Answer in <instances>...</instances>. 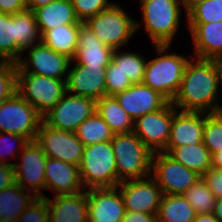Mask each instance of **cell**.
Segmentation results:
<instances>
[{
	"mask_svg": "<svg viewBox=\"0 0 222 222\" xmlns=\"http://www.w3.org/2000/svg\"><path fill=\"white\" fill-rule=\"evenodd\" d=\"M177 108L168 102L162 109L134 121L133 132L153 153L162 152L168 143L173 115Z\"/></svg>",
	"mask_w": 222,
	"mask_h": 222,
	"instance_id": "cell-12",
	"label": "cell"
},
{
	"mask_svg": "<svg viewBox=\"0 0 222 222\" xmlns=\"http://www.w3.org/2000/svg\"><path fill=\"white\" fill-rule=\"evenodd\" d=\"M66 80L17 73V93L29 102L42 116L53 108L67 92Z\"/></svg>",
	"mask_w": 222,
	"mask_h": 222,
	"instance_id": "cell-7",
	"label": "cell"
},
{
	"mask_svg": "<svg viewBox=\"0 0 222 222\" xmlns=\"http://www.w3.org/2000/svg\"><path fill=\"white\" fill-rule=\"evenodd\" d=\"M211 61L217 71L218 86L221 83L222 88V54H219L216 57L212 58Z\"/></svg>",
	"mask_w": 222,
	"mask_h": 222,
	"instance_id": "cell-46",
	"label": "cell"
},
{
	"mask_svg": "<svg viewBox=\"0 0 222 222\" xmlns=\"http://www.w3.org/2000/svg\"><path fill=\"white\" fill-rule=\"evenodd\" d=\"M180 1L182 3L181 7H184L186 14H188L195 6L205 2L206 0H180Z\"/></svg>",
	"mask_w": 222,
	"mask_h": 222,
	"instance_id": "cell-49",
	"label": "cell"
},
{
	"mask_svg": "<svg viewBox=\"0 0 222 222\" xmlns=\"http://www.w3.org/2000/svg\"><path fill=\"white\" fill-rule=\"evenodd\" d=\"M84 24L112 50H120L141 26L115 3L89 18Z\"/></svg>",
	"mask_w": 222,
	"mask_h": 222,
	"instance_id": "cell-5",
	"label": "cell"
},
{
	"mask_svg": "<svg viewBox=\"0 0 222 222\" xmlns=\"http://www.w3.org/2000/svg\"><path fill=\"white\" fill-rule=\"evenodd\" d=\"M28 49V59L21 57L17 62V73H31L61 80L63 76H68L66 72L70 69L72 60L67 56L56 53L42 41Z\"/></svg>",
	"mask_w": 222,
	"mask_h": 222,
	"instance_id": "cell-14",
	"label": "cell"
},
{
	"mask_svg": "<svg viewBox=\"0 0 222 222\" xmlns=\"http://www.w3.org/2000/svg\"><path fill=\"white\" fill-rule=\"evenodd\" d=\"M194 43V58L209 59L222 54V21L188 23Z\"/></svg>",
	"mask_w": 222,
	"mask_h": 222,
	"instance_id": "cell-23",
	"label": "cell"
},
{
	"mask_svg": "<svg viewBox=\"0 0 222 222\" xmlns=\"http://www.w3.org/2000/svg\"><path fill=\"white\" fill-rule=\"evenodd\" d=\"M213 214L219 222H222V198L216 199Z\"/></svg>",
	"mask_w": 222,
	"mask_h": 222,
	"instance_id": "cell-51",
	"label": "cell"
},
{
	"mask_svg": "<svg viewBox=\"0 0 222 222\" xmlns=\"http://www.w3.org/2000/svg\"><path fill=\"white\" fill-rule=\"evenodd\" d=\"M216 199L222 198V169L211 168L202 175Z\"/></svg>",
	"mask_w": 222,
	"mask_h": 222,
	"instance_id": "cell-42",
	"label": "cell"
},
{
	"mask_svg": "<svg viewBox=\"0 0 222 222\" xmlns=\"http://www.w3.org/2000/svg\"><path fill=\"white\" fill-rule=\"evenodd\" d=\"M42 121V115L17 92L0 103V132L21 135L33 141Z\"/></svg>",
	"mask_w": 222,
	"mask_h": 222,
	"instance_id": "cell-8",
	"label": "cell"
},
{
	"mask_svg": "<svg viewBox=\"0 0 222 222\" xmlns=\"http://www.w3.org/2000/svg\"><path fill=\"white\" fill-rule=\"evenodd\" d=\"M35 141L47 158L62 160L76 166L81 164L85 145L74 132L51 128L42 121Z\"/></svg>",
	"mask_w": 222,
	"mask_h": 222,
	"instance_id": "cell-11",
	"label": "cell"
},
{
	"mask_svg": "<svg viewBox=\"0 0 222 222\" xmlns=\"http://www.w3.org/2000/svg\"><path fill=\"white\" fill-rule=\"evenodd\" d=\"M58 195L77 194L84 191L79 166L62 160L47 158L45 166V190Z\"/></svg>",
	"mask_w": 222,
	"mask_h": 222,
	"instance_id": "cell-19",
	"label": "cell"
},
{
	"mask_svg": "<svg viewBox=\"0 0 222 222\" xmlns=\"http://www.w3.org/2000/svg\"><path fill=\"white\" fill-rule=\"evenodd\" d=\"M11 142L10 139H13L15 141V143L17 142V145H19L17 148L13 145H11L10 142H8V140ZM10 139H9V138ZM4 138V139H3ZM6 139V140H5ZM27 142H29L25 137L21 136V135H17V134H13V133H5V132H0V163H4V164H11V165H15L16 163H7L4 157V155L8 156V154H10L13 158V156H16L18 154L17 151L22 150L23 147L27 144ZM3 144V145H2ZM13 144V143H12ZM3 146V148H2ZM2 148V149H1ZM4 152V153H3Z\"/></svg>",
	"mask_w": 222,
	"mask_h": 222,
	"instance_id": "cell-41",
	"label": "cell"
},
{
	"mask_svg": "<svg viewBox=\"0 0 222 222\" xmlns=\"http://www.w3.org/2000/svg\"><path fill=\"white\" fill-rule=\"evenodd\" d=\"M27 192V193H25ZM16 182L0 191V222H15L36 198Z\"/></svg>",
	"mask_w": 222,
	"mask_h": 222,
	"instance_id": "cell-26",
	"label": "cell"
},
{
	"mask_svg": "<svg viewBox=\"0 0 222 222\" xmlns=\"http://www.w3.org/2000/svg\"><path fill=\"white\" fill-rule=\"evenodd\" d=\"M121 222H157V214L126 211Z\"/></svg>",
	"mask_w": 222,
	"mask_h": 222,
	"instance_id": "cell-45",
	"label": "cell"
},
{
	"mask_svg": "<svg viewBox=\"0 0 222 222\" xmlns=\"http://www.w3.org/2000/svg\"><path fill=\"white\" fill-rule=\"evenodd\" d=\"M15 222H49L46 199L36 197Z\"/></svg>",
	"mask_w": 222,
	"mask_h": 222,
	"instance_id": "cell-40",
	"label": "cell"
},
{
	"mask_svg": "<svg viewBox=\"0 0 222 222\" xmlns=\"http://www.w3.org/2000/svg\"><path fill=\"white\" fill-rule=\"evenodd\" d=\"M96 112L109 125L114 134L133 131L134 121L114 96H103L96 101Z\"/></svg>",
	"mask_w": 222,
	"mask_h": 222,
	"instance_id": "cell-28",
	"label": "cell"
},
{
	"mask_svg": "<svg viewBox=\"0 0 222 222\" xmlns=\"http://www.w3.org/2000/svg\"><path fill=\"white\" fill-rule=\"evenodd\" d=\"M196 212L182 194H163L157 211V222H192Z\"/></svg>",
	"mask_w": 222,
	"mask_h": 222,
	"instance_id": "cell-29",
	"label": "cell"
},
{
	"mask_svg": "<svg viewBox=\"0 0 222 222\" xmlns=\"http://www.w3.org/2000/svg\"><path fill=\"white\" fill-rule=\"evenodd\" d=\"M192 222H219L213 213L196 214Z\"/></svg>",
	"mask_w": 222,
	"mask_h": 222,
	"instance_id": "cell-48",
	"label": "cell"
},
{
	"mask_svg": "<svg viewBox=\"0 0 222 222\" xmlns=\"http://www.w3.org/2000/svg\"><path fill=\"white\" fill-rule=\"evenodd\" d=\"M176 111L166 147L197 146L203 142L205 113Z\"/></svg>",
	"mask_w": 222,
	"mask_h": 222,
	"instance_id": "cell-20",
	"label": "cell"
},
{
	"mask_svg": "<svg viewBox=\"0 0 222 222\" xmlns=\"http://www.w3.org/2000/svg\"><path fill=\"white\" fill-rule=\"evenodd\" d=\"M89 222H121L126 209L117 187L87 190Z\"/></svg>",
	"mask_w": 222,
	"mask_h": 222,
	"instance_id": "cell-16",
	"label": "cell"
},
{
	"mask_svg": "<svg viewBox=\"0 0 222 222\" xmlns=\"http://www.w3.org/2000/svg\"><path fill=\"white\" fill-rule=\"evenodd\" d=\"M54 0H26V5L28 10L34 11L36 8L45 6Z\"/></svg>",
	"mask_w": 222,
	"mask_h": 222,
	"instance_id": "cell-47",
	"label": "cell"
},
{
	"mask_svg": "<svg viewBox=\"0 0 222 222\" xmlns=\"http://www.w3.org/2000/svg\"><path fill=\"white\" fill-rule=\"evenodd\" d=\"M212 167L222 169V150L212 155Z\"/></svg>",
	"mask_w": 222,
	"mask_h": 222,
	"instance_id": "cell-50",
	"label": "cell"
},
{
	"mask_svg": "<svg viewBox=\"0 0 222 222\" xmlns=\"http://www.w3.org/2000/svg\"><path fill=\"white\" fill-rule=\"evenodd\" d=\"M71 2L77 19L83 23L113 4L108 0H71Z\"/></svg>",
	"mask_w": 222,
	"mask_h": 222,
	"instance_id": "cell-39",
	"label": "cell"
},
{
	"mask_svg": "<svg viewBox=\"0 0 222 222\" xmlns=\"http://www.w3.org/2000/svg\"><path fill=\"white\" fill-rule=\"evenodd\" d=\"M20 153L21 162L14 165L15 182L30 193L34 192L35 197L45 198L41 189L45 190L47 156L35 140L27 142ZM27 184L30 187L27 188Z\"/></svg>",
	"mask_w": 222,
	"mask_h": 222,
	"instance_id": "cell-13",
	"label": "cell"
},
{
	"mask_svg": "<svg viewBox=\"0 0 222 222\" xmlns=\"http://www.w3.org/2000/svg\"><path fill=\"white\" fill-rule=\"evenodd\" d=\"M78 47L72 60L85 67H107L113 50L103 44L84 23L78 33Z\"/></svg>",
	"mask_w": 222,
	"mask_h": 222,
	"instance_id": "cell-22",
	"label": "cell"
},
{
	"mask_svg": "<svg viewBox=\"0 0 222 222\" xmlns=\"http://www.w3.org/2000/svg\"><path fill=\"white\" fill-rule=\"evenodd\" d=\"M17 86V63L0 64V103L6 101L14 93Z\"/></svg>",
	"mask_w": 222,
	"mask_h": 222,
	"instance_id": "cell-38",
	"label": "cell"
},
{
	"mask_svg": "<svg viewBox=\"0 0 222 222\" xmlns=\"http://www.w3.org/2000/svg\"><path fill=\"white\" fill-rule=\"evenodd\" d=\"M14 31L15 44L22 52L33 46L35 41L41 42V34L32 10L27 9L14 14Z\"/></svg>",
	"mask_w": 222,
	"mask_h": 222,
	"instance_id": "cell-30",
	"label": "cell"
},
{
	"mask_svg": "<svg viewBox=\"0 0 222 222\" xmlns=\"http://www.w3.org/2000/svg\"><path fill=\"white\" fill-rule=\"evenodd\" d=\"M203 144L211 155L222 150V112L205 113V125L203 129Z\"/></svg>",
	"mask_w": 222,
	"mask_h": 222,
	"instance_id": "cell-35",
	"label": "cell"
},
{
	"mask_svg": "<svg viewBox=\"0 0 222 222\" xmlns=\"http://www.w3.org/2000/svg\"><path fill=\"white\" fill-rule=\"evenodd\" d=\"M116 187L119 188L126 211L157 214L163 193L151 175L120 182Z\"/></svg>",
	"mask_w": 222,
	"mask_h": 222,
	"instance_id": "cell-15",
	"label": "cell"
},
{
	"mask_svg": "<svg viewBox=\"0 0 222 222\" xmlns=\"http://www.w3.org/2000/svg\"><path fill=\"white\" fill-rule=\"evenodd\" d=\"M49 222H89L87 189L77 194L45 197Z\"/></svg>",
	"mask_w": 222,
	"mask_h": 222,
	"instance_id": "cell-21",
	"label": "cell"
},
{
	"mask_svg": "<svg viewBox=\"0 0 222 222\" xmlns=\"http://www.w3.org/2000/svg\"><path fill=\"white\" fill-rule=\"evenodd\" d=\"M151 172H153L151 176L165 195L183 194L202 177L165 152H155L153 154Z\"/></svg>",
	"mask_w": 222,
	"mask_h": 222,
	"instance_id": "cell-10",
	"label": "cell"
},
{
	"mask_svg": "<svg viewBox=\"0 0 222 222\" xmlns=\"http://www.w3.org/2000/svg\"><path fill=\"white\" fill-rule=\"evenodd\" d=\"M162 152L201 176L212 168V155L203 142L197 146L166 147Z\"/></svg>",
	"mask_w": 222,
	"mask_h": 222,
	"instance_id": "cell-25",
	"label": "cell"
},
{
	"mask_svg": "<svg viewBox=\"0 0 222 222\" xmlns=\"http://www.w3.org/2000/svg\"><path fill=\"white\" fill-rule=\"evenodd\" d=\"M218 88L217 71L212 61L190 58L180 88L171 103L183 112L219 113L222 106L216 102Z\"/></svg>",
	"mask_w": 222,
	"mask_h": 222,
	"instance_id": "cell-1",
	"label": "cell"
},
{
	"mask_svg": "<svg viewBox=\"0 0 222 222\" xmlns=\"http://www.w3.org/2000/svg\"><path fill=\"white\" fill-rule=\"evenodd\" d=\"M14 14L0 12V58L4 62L17 63L23 52L15 44Z\"/></svg>",
	"mask_w": 222,
	"mask_h": 222,
	"instance_id": "cell-32",
	"label": "cell"
},
{
	"mask_svg": "<svg viewBox=\"0 0 222 222\" xmlns=\"http://www.w3.org/2000/svg\"><path fill=\"white\" fill-rule=\"evenodd\" d=\"M145 31L154 45H169L178 31L180 0H141Z\"/></svg>",
	"mask_w": 222,
	"mask_h": 222,
	"instance_id": "cell-6",
	"label": "cell"
},
{
	"mask_svg": "<svg viewBox=\"0 0 222 222\" xmlns=\"http://www.w3.org/2000/svg\"><path fill=\"white\" fill-rule=\"evenodd\" d=\"M41 36L48 30L66 24H83L74 12L71 0H54L34 11Z\"/></svg>",
	"mask_w": 222,
	"mask_h": 222,
	"instance_id": "cell-24",
	"label": "cell"
},
{
	"mask_svg": "<svg viewBox=\"0 0 222 222\" xmlns=\"http://www.w3.org/2000/svg\"><path fill=\"white\" fill-rule=\"evenodd\" d=\"M107 67H85L75 64L68 70L66 87L68 93L99 100L106 96L105 74Z\"/></svg>",
	"mask_w": 222,
	"mask_h": 222,
	"instance_id": "cell-18",
	"label": "cell"
},
{
	"mask_svg": "<svg viewBox=\"0 0 222 222\" xmlns=\"http://www.w3.org/2000/svg\"><path fill=\"white\" fill-rule=\"evenodd\" d=\"M111 61L118 66V68L128 75L133 84L142 83L146 61L140 54L134 52L121 53L118 50H113Z\"/></svg>",
	"mask_w": 222,
	"mask_h": 222,
	"instance_id": "cell-33",
	"label": "cell"
},
{
	"mask_svg": "<svg viewBox=\"0 0 222 222\" xmlns=\"http://www.w3.org/2000/svg\"><path fill=\"white\" fill-rule=\"evenodd\" d=\"M84 189L113 188L117 186L116 160L111 141L85 146L79 165Z\"/></svg>",
	"mask_w": 222,
	"mask_h": 222,
	"instance_id": "cell-4",
	"label": "cell"
},
{
	"mask_svg": "<svg viewBox=\"0 0 222 222\" xmlns=\"http://www.w3.org/2000/svg\"><path fill=\"white\" fill-rule=\"evenodd\" d=\"M82 24L60 25L46 31L41 41L56 53L73 59L78 47V33Z\"/></svg>",
	"mask_w": 222,
	"mask_h": 222,
	"instance_id": "cell-27",
	"label": "cell"
},
{
	"mask_svg": "<svg viewBox=\"0 0 222 222\" xmlns=\"http://www.w3.org/2000/svg\"><path fill=\"white\" fill-rule=\"evenodd\" d=\"M15 183L14 166L0 163V191Z\"/></svg>",
	"mask_w": 222,
	"mask_h": 222,
	"instance_id": "cell-44",
	"label": "cell"
},
{
	"mask_svg": "<svg viewBox=\"0 0 222 222\" xmlns=\"http://www.w3.org/2000/svg\"><path fill=\"white\" fill-rule=\"evenodd\" d=\"M194 208L196 214L213 213L216 197L202 177L182 194Z\"/></svg>",
	"mask_w": 222,
	"mask_h": 222,
	"instance_id": "cell-34",
	"label": "cell"
},
{
	"mask_svg": "<svg viewBox=\"0 0 222 222\" xmlns=\"http://www.w3.org/2000/svg\"><path fill=\"white\" fill-rule=\"evenodd\" d=\"M95 111L96 101L94 99L69 95L66 92L62 99L42 118L43 122L51 128L75 132L78 126Z\"/></svg>",
	"mask_w": 222,
	"mask_h": 222,
	"instance_id": "cell-9",
	"label": "cell"
},
{
	"mask_svg": "<svg viewBox=\"0 0 222 222\" xmlns=\"http://www.w3.org/2000/svg\"><path fill=\"white\" fill-rule=\"evenodd\" d=\"M111 144L116 160L117 185L128 179H143L152 174L154 153L133 131L114 134Z\"/></svg>",
	"mask_w": 222,
	"mask_h": 222,
	"instance_id": "cell-2",
	"label": "cell"
},
{
	"mask_svg": "<svg viewBox=\"0 0 222 222\" xmlns=\"http://www.w3.org/2000/svg\"><path fill=\"white\" fill-rule=\"evenodd\" d=\"M27 10L26 0H0V12L13 15Z\"/></svg>",
	"mask_w": 222,
	"mask_h": 222,
	"instance_id": "cell-43",
	"label": "cell"
},
{
	"mask_svg": "<svg viewBox=\"0 0 222 222\" xmlns=\"http://www.w3.org/2000/svg\"><path fill=\"white\" fill-rule=\"evenodd\" d=\"M106 95L115 96L130 87L133 83L117 65L110 61L105 74Z\"/></svg>",
	"mask_w": 222,
	"mask_h": 222,
	"instance_id": "cell-37",
	"label": "cell"
},
{
	"mask_svg": "<svg viewBox=\"0 0 222 222\" xmlns=\"http://www.w3.org/2000/svg\"><path fill=\"white\" fill-rule=\"evenodd\" d=\"M133 121L162 109L169 101L158 91L143 83L132 84L114 96Z\"/></svg>",
	"mask_w": 222,
	"mask_h": 222,
	"instance_id": "cell-17",
	"label": "cell"
},
{
	"mask_svg": "<svg viewBox=\"0 0 222 222\" xmlns=\"http://www.w3.org/2000/svg\"><path fill=\"white\" fill-rule=\"evenodd\" d=\"M188 23H211L222 21V0H206L187 14Z\"/></svg>",
	"mask_w": 222,
	"mask_h": 222,
	"instance_id": "cell-36",
	"label": "cell"
},
{
	"mask_svg": "<svg viewBox=\"0 0 222 222\" xmlns=\"http://www.w3.org/2000/svg\"><path fill=\"white\" fill-rule=\"evenodd\" d=\"M74 133L85 146L111 141L114 137V132L96 111Z\"/></svg>",
	"mask_w": 222,
	"mask_h": 222,
	"instance_id": "cell-31",
	"label": "cell"
},
{
	"mask_svg": "<svg viewBox=\"0 0 222 222\" xmlns=\"http://www.w3.org/2000/svg\"><path fill=\"white\" fill-rule=\"evenodd\" d=\"M155 48L158 55H163L147 61L142 83L172 102L180 88L189 58L176 53L165 54L169 45H155Z\"/></svg>",
	"mask_w": 222,
	"mask_h": 222,
	"instance_id": "cell-3",
	"label": "cell"
}]
</instances>
